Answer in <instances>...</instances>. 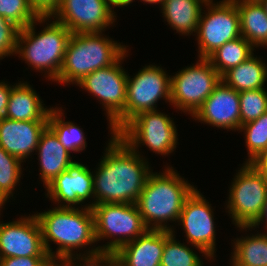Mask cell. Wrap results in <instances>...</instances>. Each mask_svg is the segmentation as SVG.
<instances>
[{
	"label": "cell",
	"instance_id": "cell-1",
	"mask_svg": "<svg viewBox=\"0 0 267 266\" xmlns=\"http://www.w3.org/2000/svg\"><path fill=\"white\" fill-rule=\"evenodd\" d=\"M110 135L98 168L92 171L94 205L136 204L153 169L144 155L135 152L116 134Z\"/></svg>",
	"mask_w": 267,
	"mask_h": 266
},
{
	"label": "cell",
	"instance_id": "cell-2",
	"mask_svg": "<svg viewBox=\"0 0 267 266\" xmlns=\"http://www.w3.org/2000/svg\"><path fill=\"white\" fill-rule=\"evenodd\" d=\"M35 216L41 227L44 248L51 259L64 260L101 254L99 247H95L97 242L91 207L86 205L82 208L54 206L47 211L35 213ZM50 242L58 245L56 251H52ZM88 245H90L89 248H86ZM83 248L87 250L83 251ZM79 249H82L84 253H80Z\"/></svg>",
	"mask_w": 267,
	"mask_h": 266
},
{
	"label": "cell",
	"instance_id": "cell-3",
	"mask_svg": "<svg viewBox=\"0 0 267 266\" xmlns=\"http://www.w3.org/2000/svg\"><path fill=\"white\" fill-rule=\"evenodd\" d=\"M163 172H151L136 205L148 229L173 231L167 225L178 222L186 199L197 188L174 170L165 166Z\"/></svg>",
	"mask_w": 267,
	"mask_h": 266
},
{
	"label": "cell",
	"instance_id": "cell-4",
	"mask_svg": "<svg viewBox=\"0 0 267 266\" xmlns=\"http://www.w3.org/2000/svg\"><path fill=\"white\" fill-rule=\"evenodd\" d=\"M51 20H53L51 23ZM49 23H48V22ZM45 24L36 33L35 26ZM72 32L50 16H40L25 28L20 29L17 37L16 54L28 67L44 73V77L54 82L61 70L66 47ZM44 71V72H43Z\"/></svg>",
	"mask_w": 267,
	"mask_h": 266
},
{
	"label": "cell",
	"instance_id": "cell-5",
	"mask_svg": "<svg viewBox=\"0 0 267 266\" xmlns=\"http://www.w3.org/2000/svg\"><path fill=\"white\" fill-rule=\"evenodd\" d=\"M127 47L103 32L72 33L55 82L77 85L89 73L114 64Z\"/></svg>",
	"mask_w": 267,
	"mask_h": 266
},
{
	"label": "cell",
	"instance_id": "cell-6",
	"mask_svg": "<svg viewBox=\"0 0 267 266\" xmlns=\"http://www.w3.org/2000/svg\"><path fill=\"white\" fill-rule=\"evenodd\" d=\"M91 208L96 242L109 239L107 244L98 246L101 253L114 254L148 230L136 204L105 203Z\"/></svg>",
	"mask_w": 267,
	"mask_h": 266
},
{
	"label": "cell",
	"instance_id": "cell-7",
	"mask_svg": "<svg viewBox=\"0 0 267 266\" xmlns=\"http://www.w3.org/2000/svg\"><path fill=\"white\" fill-rule=\"evenodd\" d=\"M128 52L127 50L114 64L89 73L76 85L102 104L111 134H117L125 126L128 73L122 67V62L128 57Z\"/></svg>",
	"mask_w": 267,
	"mask_h": 266
},
{
	"label": "cell",
	"instance_id": "cell-8",
	"mask_svg": "<svg viewBox=\"0 0 267 266\" xmlns=\"http://www.w3.org/2000/svg\"><path fill=\"white\" fill-rule=\"evenodd\" d=\"M242 165L231 182L225 208L236 227L253 226L267 200V178L253 164Z\"/></svg>",
	"mask_w": 267,
	"mask_h": 266
},
{
	"label": "cell",
	"instance_id": "cell-9",
	"mask_svg": "<svg viewBox=\"0 0 267 266\" xmlns=\"http://www.w3.org/2000/svg\"><path fill=\"white\" fill-rule=\"evenodd\" d=\"M174 123L168 114L160 110L146 111L133 117L116 135L135 152L146 145L155 154L168 156L175 151L178 143Z\"/></svg>",
	"mask_w": 267,
	"mask_h": 266
},
{
	"label": "cell",
	"instance_id": "cell-10",
	"mask_svg": "<svg viewBox=\"0 0 267 266\" xmlns=\"http://www.w3.org/2000/svg\"><path fill=\"white\" fill-rule=\"evenodd\" d=\"M204 9L207 10L202 9L196 34L192 36L196 35L198 58L207 59L226 42L242 35L236 0H222L217 3L208 0Z\"/></svg>",
	"mask_w": 267,
	"mask_h": 266
},
{
	"label": "cell",
	"instance_id": "cell-11",
	"mask_svg": "<svg viewBox=\"0 0 267 266\" xmlns=\"http://www.w3.org/2000/svg\"><path fill=\"white\" fill-rule=\"evenodd\" d=\"M196 64V65H195ZM171 76L170 105L192 116L220 83L221 76L206 58Z\"/></svg>",
	"mask_w": 267,
	"mask_h": 266
},
{
	"label": "cell",
	"instance_id": "cell-12",
	"mask_svg": "<svg viewBox=\"0 0 267 266\" xmlns=\"http://www.w3.org/2000/svg\"><path fill=\"white\" fill-rule=\"evenodd\" d=\"M171 102V75L156 64L145 65L126 85L125 125L142 112L156 110L159 100Z\"/></svg>",
	"mask_w": 267,
	"mask_h": 266
},
{
	"label": "cell",
	"instance_id": "cell-13",
	"mask_svg": "<svg viewBox=\"0 0 267 266\" xmlns=\"http://www.w3.org/2000/svg\"><path fill=\"white\" fill-rule=\"evenodd\" d=\"M178 225H182L186 242L208 261L215 259L216 253V227L214 212L211 204L196 188L186 199Z\"/></svg>",
	"mask_w": 267,
	"mask_h": 266
},
{
	"label": "cell",
	"instance_id": "cell-14",
	"mask_svg": "<svg viewBox=\"0 0 267 266\" xmlns=\"http://www.w3.org/2000/svg\"><path fill=\"white\" fill-rule=\"evenodd\" d=\"M115 13L109 0H61L50 17L72 33L105 32L114 26Z\"/></svg>",
	"mask_w": 267,
	"mask_h": 266
},
{
	"label": "cell",
	"instance_id": "cell-15",
	"mask_svg": "<svg viewBox=\"0 0 267 266\" xmlns=\"http://www.w3.org/2000/svg\"><path fill=\"white\" fill-rule=\"evenodd\" d=\"M3 222L0 221V258L50 257L44 248L41 227L35 214L21 215L12 222Z\"/></svg>",
	"mask_w": 267,
	"mask_h": 266
},
{
	"label": "cell",
	"instance_id": "cell-16",
	"mask_svg": "<svg viewBox=\"0 0 267 266\" xmlns=\"http://www.w3.org/2000/svg\"><path fill=\"white\" fill-rule=\"evenodd\" d=\"M93 172L87 165L74 160L59 176L46 187L47 196L57 207L75 208L76 205L84 204L87 207L94 206ZM60 203V204H59ZM59 204V205H58Z\"/></svg>",
	"mask_w": 267,
	"mask_h": 266
},
{
	"label": "cell",
	"instance_id": "cell-17",
	"mask_svg": "<svg viewBox=\"0 0 267 266\" xmlns=\"http://www.w3.org/2000/svg\"><path fill=\"white\" fill-rule=\"evenodd\" d=\"M191 117L198 120L197 122L219 129L238 131L240 128L239 92L220 81L212 94Z\"/></svg>",
	"mask_w": 267,
	"mask_h": 266
},
{
	"label": "cell",
	"instance_id": "cell-18",
	"mask_svg": "<svg viewBox=\"0 0 267 266\" xmlns=\"http://www.w3.org/2000/svg\"><path fill=\"white\" fill-rule=\"evenodd\" d=\"M48 121H16L0 119V147L22 162L36 152L41 133Z\"/></svg>",
	"mask_w": 267,
	"mask_h": 266
},
{
	"label": "cell",
	"instance_id": "cell-19",
	"mask_svg": "<svg viewBox=\"0 0 267 266\" xmlns=\"http://www.w3.org/2000/svg\"><path fill=\"white\" fill-rule=\"evenodd\" d=\"M165 230L148 229L115 253L118 266H160Z\"/></svg>",
	"mask_w": 267,
	"mask_h": 266
},
{
	"label": "cell",
	"instance_id": "cell-20",
	"mask_svg": "<svg viewBox=\"0 0 267 266\" xmlns=\"http://www.w3.org/2000/svg\"><path fill=\"white\" fill-rule=\"evenodd\" d=\"M36 152L40 165V181L45 187L73 162L71 154L48 127L40 135Z\"/></svg>",
	"mask_w": 267,
	"mask_h": 266
},
{
	"label": "cell",
	"instance_id": "cell-21",
	"mask_svg": "<svg viewBox=\"0 0 267 266\" xmlns=\"http://www.w3.org/2000/svg\"><path fill=\"white\" fill-rule=\"evenodd\" d=\"M42 101L27 81H19L11 88L5 117L16 121H48L51 107L47 108Z\"/></svg>",
	"mask_w": 267,
	"mask_h": 266
},
{
	"label": "cell",
	"instance_id": "cell-22",
	"mask_svg": "<svg viewBox=\"0 0 267 266\" xmlns=\"http://www.w3.org/2000/svg\"><path fill=\"white\" fill-rule=\"evenodd\" d=\"M208 0H165L161 5L162 16L168 25L180 35L196 34L202 6Z\"/></svg>",
	"mask_w": 267,
	"mask_h": 266
},
{
	"label": "cell",
	"instance_id": "cell-23",
	"mask_svg": "<svg viewBox=\"0 0 267 266\" xmlns=\"http://www.w3.org/2000/svg\"><path fill=\"white\" fill-rule=\"evenodd\" d=\"M254 53L221 76V81L237 92L265 88L267 64Z\"/></svg>",
	"mask_w": 267,
	"mask_h": 266
},
{
	"label": "cell",
	"instance_id": "cell-24",
	"mask_svg": "<svg viewBox=\"0 0 267 266\" xmlns=\"http://www.w3.org/2000/svg\"><path fill=\"white\" fill-rule=\"evenodd\" d=\"M241 35L254 47L267 43V12L261 2L236 1Z\"/></svg>",
	"mask_w": 267,
	"mask_h": 266
},
{
	"label": "cell",
	"instance_id": "cell-25",
	"mask_svg": "<svg viewBox=\"0 0 267 266\" xmlns=\"http://www.w3.org/2000/svg\"><path fill=\"white\" fill-rule=\"evenodd\" d=\"M231 266H267V233L235 238Z\"/></svg>",
	"mask_w": 267,
	"mask_h": 266
},
{
	"label": "cell",
	"instance_id": "cell-26",
	"mask_svg": "<svg viewBox=\"0 0 267 266\" xmlns=\"http://www.w3.org/2000/svg\"><path fill=\"white\" fill-rule=\"evenodd\" d=\"M62 108L52 107L48 113L47 127L57 136L61 144L71 153L82 152L87 147L85 133L72 121H65Z\"/></svg>",
	"mask_w": 267,
	"mask_h": 266
},
{
	"label": "cell",
	"instance_id": "cell-27",
	"mask_svg": "<svg viewBox=\"0 0 267 266\" xmlns=\"http://www.w3.org/2000/svg\"><path fill=\"white\" fill-rule=\"evenodd\" d=\"M255 48L243 37L226 42L207 59L220 76L231 68L238 66L250 57Z\"/></svg>",
	"mask_w": 267,
	"mask_h": 266
},
{
	"label": "cell",
	"instance_id": "cell-28",
	"mask_svg": "<svg viewBox=\"0 0 267 266\" xmlns=\"http://www.w3.org/2000/svg\"><path fill=\"white\" fill-rule=\"evenodd\" d=\"M201 257L189 248L188 243H180L175 237V230L165 231V245L160 266H203Z\"/></svg>",
	"mask_w": 267,
	"mask_h": 266
},
{
	"label": "cell",
	"instance_id": "cell-29",
	"mask_svg": "<svg viewBox=\"0 0 267 266\" xmlns=\"http://www.w3.org/2000/svg\"><path fill=\"white\" fill-rule=\"evenodd\" d=\"M22 161L0 147V199L6 204L20 182Z\"/></svg>",
	"mask_w": 267,
	"mask_h": 266
},
{
	"label": "cell",
	"instance_id": "cell-30",
	"mask_svg": "<svg viewBox=\"0 0 267 266\" xmlns=\"http://www.w3.org/2000/svg\"><path fill=\"white\" fill-rule=\"evenodd\" d=\"M245 134L247 157L245 163H251L258 155L267 149V112L258 119L247 122L239 128Z\"/></svg>",
	"mask_w": 267,
	"mask_h": 266
},
{
	"label": "cell",
	"instance_id": "cell-31",
	"mask_svg": "<svg viewBox=\"0 0 267 266\" xmlns=\"http://www.w3.org/2000/svg\"><path fill=\"white\" fill-rule=\"evenodd\" d=\"M240 127L267 112L266 88L239 92Z\"/></svg>",
	"mask_w": 267,
	"mask_h": 266
},
{
	"label": "cell",
	"instance_id": "cell-32",
	"mask_svg": "<svg viewBox=\"0 0 267 266\" xmlns=\"http://www.w3.org/2000/svg\"><path fill=\"white\" fill-rule=\"evenodd\" d=\"M0 16L22 29L40 16L30 6L28 0H0Z\"/></svg>",
	"mask_w": 267,
	"mask_h": 266
},
{
	"label": "cell",
	"instance_id": "cell-33",
	"mask_svg": "<svg viewBox=\"0 0 267 266\" xmlns=\"http://www.w3.org/2000/svg\"><path fill=\"white\" fill-rule=\"evenodd\" d=\"M20 28L14 25L11 21L0 16V59L6 56L16 55L17 37Z\"/></svg>",
	"mask_w": 267,
	"mask_h": 266
},
{
	"label": "cell",
	"instance_id": "cell-34",
	"mask_svg": "<svg viewBox=\"0 0 267 266\" xmlns=\"http://www.w3.org/2000/svg\"><path fill=\"white\" fill-rule=\"evenodd\" d=\"M75 265L76 266H118V263H117V259L115 255L108 254V253H101L100 255L92 256V257H76V258L64 259V266H75Z\"/></svg>",
	"mask_w": 267,
	"mask_h": 266
},
{
	"label": "cell",
	"instance_id": "cell-35",
	"mask_svg": "<svg viewBox=\"0 0 267 266\" xmlns=\"http://www.w3.org/2000/svg\"><path fill=\"white\" fill-rule=\"evenodd\" d=\"M50 260V257L0 258V266H45Z\"/></svg>",
	"mask_w": 267,
	"mask_h": 266
},
{
	"label": "cell",
	"instance_id": "cell-36",
	"mask_svg": "<svg viewBox=\"0 0 267 266\" xmlns=\"http://www.w3.org/2000/svg\"><path fill=\"white\" fill-rule=\"evenodd\" d=\"M39 16H51L61 0H28Z\"/></svg>",
	"mask_w": 267,
	"mask_h": 266
},
{
	"label": "cell",
	"instance_id": "cell-37",
	"mask_svg": "<svg viewBox=\"0 0 267 266\" xmlns=\"http://www.w3.org/2000/svg\"><path fill=\"white\" fill-rule=\"evenodd\" d=\"M13 86L10 83L8 84L7 81H0V119L5 117L11 88Z\"/></svg>",
	"mask_w": 267,
	"mask_h": 266
},
{
	"label": "cell",
	"instance_id": "cell-38",
	"mask_svg": "<svg viewBox=\"0 0 267 266\" xmlns=\"http://www.w3.org/2000/svg\"><path fill=\"white\" fill-rule=\"evenodd\" d=\"M251 164H253L267 178V149L258 155Z\"/></svg>",
	"mask_w": 267,
	"mask_h": 266
},
{
	"label": "cell",
	"instance_id": "cell-39",
	"mask_svg": "<svg viewBox=\"0 0 267 266\" xmlns=\"http://www.w3.org/2000/svg\"><path fill=\"white\" fill-rule=\"evenodd\" d=\"M264 223H265V225H264L263 229L264 228L267 229V200L265 202V205H264L263 212H262L261 216L259 217V219L256 221V223L253 226H241V227H237V228H239V230H241V231H243V230L247 231V230L251 229L250 231L252 232L253 228H254L253 230H255L256 227L259 228V225L260 224H264ZM265 231L267 233V230H265Z\"/></svg>",
	"mask_w": 267,
	"mask_h": 266
},
{
	"label": "cell",
	"instance_id": "cell-40",
	"mask_svg": "<svg viewBox=\"0 0 267 266\" xmlns=\"http://www.w3.org/2000/svg\"><path fill=\"white\" fill-rule=\"evenodd\" d=\"M111 7L112 8H116V7H127L128 5H130L133 1L135 0H109Z\"/></svg>",
	"mask_w": 267,
	"mask_h": 266
},
{
	"label": "cell",
	"instance_id": "cell-41",
	"mask_svg": "<svg viewBox=\"0 0 267 266\" xmlns=\"http://www.w3.org/2000/svg\"><path fill=\"white\" fill-rule=\"evenodd\" d=\"M45 266H64V260L51 259Z\"/></svg>",
	"mask_w": 267,
	"mask_h": 266
},
{
	"label": "cell",
	"instance_id": "cell-42",
	"mask_svg": "<svg viewBox=\"0 0 267 266\" xmlns=\"http://www.w3.org/2000/svg\"><path fill=\"white\" fill-rule=\"evenodd\" d=\"M141 1L147 4H159L161 6L165 0H141Z\"/></svg>",
	"mask_w": 267,
	"mask_h": 266
},
{
	"label": "cell",
	"instance_id": "cell-43",
	"mask_svg": "<svg viewBox=\"0 0 267 266\" xmlns=\"http://www.w3.org/2000/svg\"><path fill=\"white\" fill-rule=\"evenodd\" d=\"M260 2L263 5L265 11L267 12V0H261Z\"/></svg>",
	"mask_w": 267,
	"mask_h": 266
},
{
	"label": "cell",
	"instance_id": "cell-44",
	"mask_svg": "<svg viewBox=\"0 0 267 266\" xmlns=\"http://www.w3.org/2000/svg\"><path fill=\"white\" fill-rule=\"evenodd\" d=\"M5 203L0 199V214H1V211L4 207Z\"/></svg>",
	"mask_w": 267,
	"mask_h": 266
},
{
	"label": "cell",
	"instance_id": "cell-45",
	"mask_svg": "<svg viewBox=\"0 0 267 266\" xmlns=\"http://www.w3.org/2000/svg\"><path fill=\"white\" fill-rule=\"evenodd\" d=\"M236 1H256V2H260L261 0H236Z\"/></svg>",
	"mask_w": 267,
	"mask_h": 266
},
{
	"label": "cell",
	"instance_id": "cell-46",
	"mask_svg": "<svg viewBox=\"0 0 267 266\" xmlns=\"http://www.w3.org/2000/svg\"><path fill=\"white\" fill-rule=\"evenodd\" d=\"M265 46L267 47V43H266V44H264V45H262V46H260V48H261V47H265Z\"/></svg>",
	"mask_w": 267,
	"mask_h": 266
}]
</instances>
